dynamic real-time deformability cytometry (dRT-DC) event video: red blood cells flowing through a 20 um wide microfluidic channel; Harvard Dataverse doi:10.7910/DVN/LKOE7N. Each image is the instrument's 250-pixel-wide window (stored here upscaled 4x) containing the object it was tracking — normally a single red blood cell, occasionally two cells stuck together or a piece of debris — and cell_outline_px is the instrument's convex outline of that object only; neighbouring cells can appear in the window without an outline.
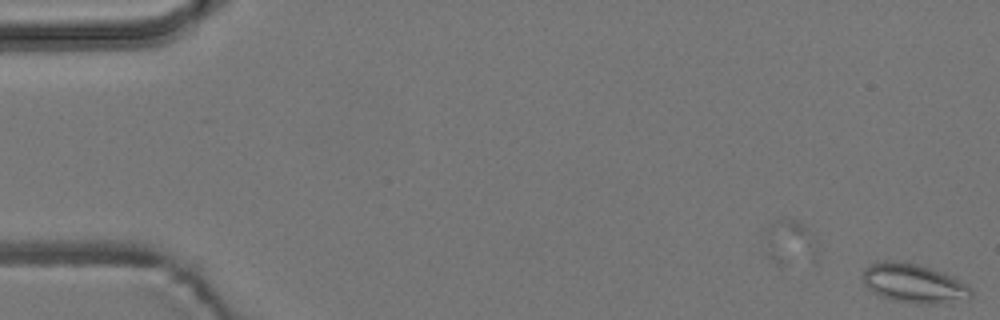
{"species": "common noctule bat (a hibernating species)", "species_latin": "Nyctalus noctula", "temperature_condition": "room temperature", "stored_images_in_passage": 4, "camera_frame_rate_fps": 3000, "um_per_image_px": 0.085, "animal": {"sex": "male", "body_mass_g": 19.2, "forearm_length_mm": 51.8}, "frame": {"image": 1, "passage_image": 4, "time_ms": 1.0, "image_size_px": [1000, 320], "cell_outline_px": [[972, 296], [968, 300], [944, 304], [924, 304], [892, 300], [880, 296], [872, 292], [864, 284], [864, 268], [872, 264], [884, 260], [900, 260], [920, 264], [944, 272], [952, 276], [964, 284], [972, 292]], "centroid_in_image_um": [77.69, 24.08], "position_along_channel_um": 7.3, "area_um2": 24.97}}